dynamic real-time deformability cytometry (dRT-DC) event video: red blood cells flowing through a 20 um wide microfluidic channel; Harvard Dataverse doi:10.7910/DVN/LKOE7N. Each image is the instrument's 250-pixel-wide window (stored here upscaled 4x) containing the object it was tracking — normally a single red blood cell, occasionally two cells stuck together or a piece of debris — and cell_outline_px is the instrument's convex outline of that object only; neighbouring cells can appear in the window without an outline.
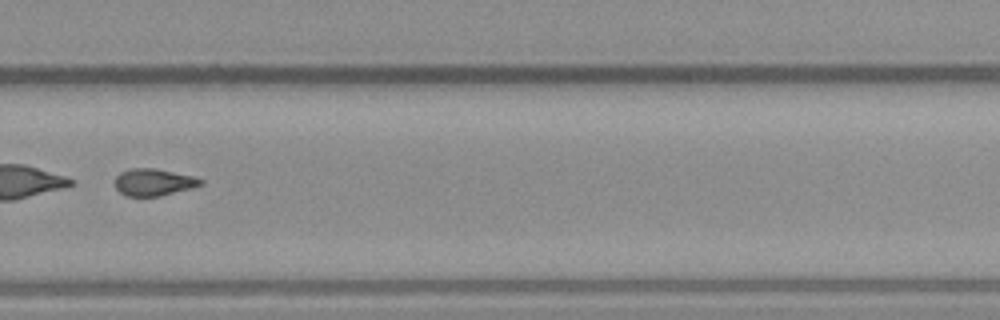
{"species": "common noctule bat (a hibernating species)", "species_latin": "Nyctalus noctula", "temperature_condition": "warm", "stored_images_in_passage": 54, "segment_of_instrument_passage": [2, 2], "camera_frame_rate_fps": 3000, "um_per_image_px": 0.085, "animal": {"sex": "male", "body_mass_g": 23.1, "forearm_length_mm": 52.7}, "frame": {"image": 1, "passage_image": 37, "time_ms": 12.0, "image_size_px": [1000, 320], "cell_outline_px": [[204, 184], [160, 196], [124, 196], [116, 188], [116, 176], [120, 172], [132, 168], [156, 168], [192, 176], [204, 180]], "centroid_in_image_um": [13.05, 15.48], "position_along_channel_um": 316.8, "area_um2": 13.41}}